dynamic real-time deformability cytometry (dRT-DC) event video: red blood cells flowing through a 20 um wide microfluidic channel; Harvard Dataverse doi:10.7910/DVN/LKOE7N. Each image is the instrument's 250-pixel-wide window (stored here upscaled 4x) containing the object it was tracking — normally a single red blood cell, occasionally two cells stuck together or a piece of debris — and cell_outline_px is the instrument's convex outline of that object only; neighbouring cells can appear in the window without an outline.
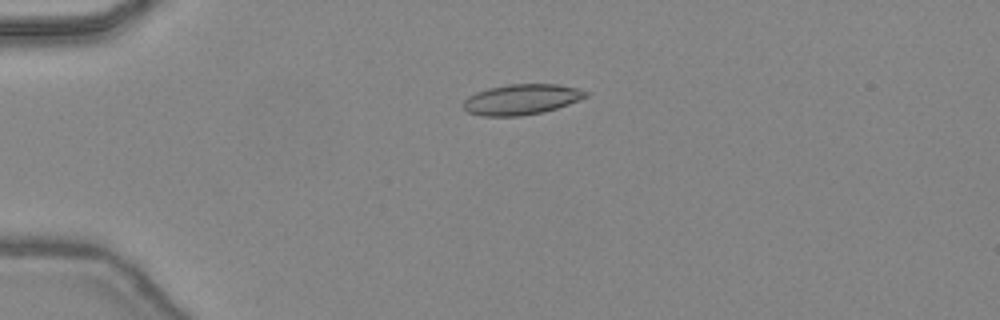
{"species": "common noctule bat (a hibernating species)", "species_latin": "Nyctalus noctula", "temperature_condition": "warm", "stored_images_in_passage": 47, "camera_frame_rate_fps": 3000, "um_per_image_px": 0.085, "animal": {"sex": "female", "body_mass_g": 24.6, "forearm_length_mm": 56.2}, "frame": {"image": 1, "passage_image": 12, "time_ms": 3.667, "image_size_px": [1000, 320], "cell_outline_px": [[588, 96], [568, 104], [544, 112], [520, 116], [480, 116], [468, 112], [460, 104], [468, 96], [476, 92], [488, 88], [508, 84], [556, 84], [576, 88], [588, 92]], "centroid_in_image_um": [44.27, 8.45], "position_along_channel_um": 40.7, "area_um2": 21.79}}
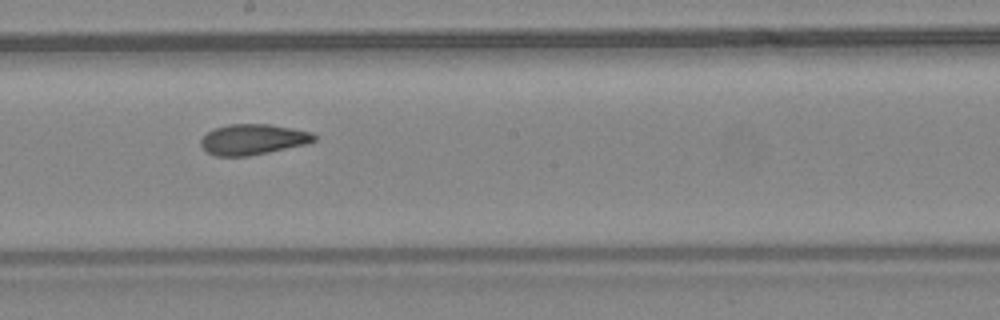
{"frame": {"image": 2, "passage_image": 27, "time_ms": 8.667, "image_size_px": [1000, 320], "cell_outline_px": [[316, 140], [308, 144], [248, 156], [216, 156], [208, 152], [200, 144], [200, 140], [208, 132], [216, 128], [228, 124], [268, 124], [292, 128], [312, 132], [316, 136]], "centroid_in_image_um": [21.53, 11.85], "position_along_channel_um": 226.7, "area_um2": 20.11}}
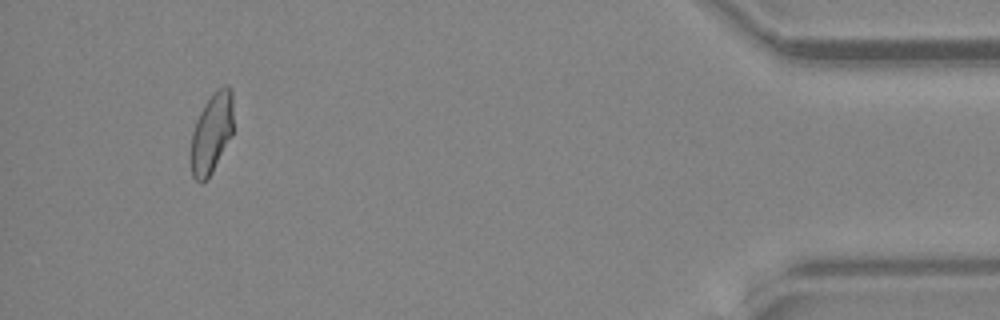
{"frame": {"image": 3, "passage_image": 44, "time_ms": 14.333, "image_size_px": [1000, 320], "cell_outline_px": [[232, 136], [208, 180], [200, 184], [192, 176], [188, 152], [192, 132], [196, 120], [204, 104], [212, 92], [216, 88], [224, 84], [228, 84], [232, 88]], "centroid_in_image_um": [17.95, 11.33], "position_along_channel_um": 417.2, "area_um2": 20.69}, "authors_computed_cell_mechanics": {"area_um2": 20.7502, "velocity_mm_per_s": 4.4946, "shape_relaxation_time_tau1_ms": null, "shape_relaxation_time_tau2_ms": 1.696, "deformation_change_tau1": null, "deformation_change_tau2": 0.0773}}